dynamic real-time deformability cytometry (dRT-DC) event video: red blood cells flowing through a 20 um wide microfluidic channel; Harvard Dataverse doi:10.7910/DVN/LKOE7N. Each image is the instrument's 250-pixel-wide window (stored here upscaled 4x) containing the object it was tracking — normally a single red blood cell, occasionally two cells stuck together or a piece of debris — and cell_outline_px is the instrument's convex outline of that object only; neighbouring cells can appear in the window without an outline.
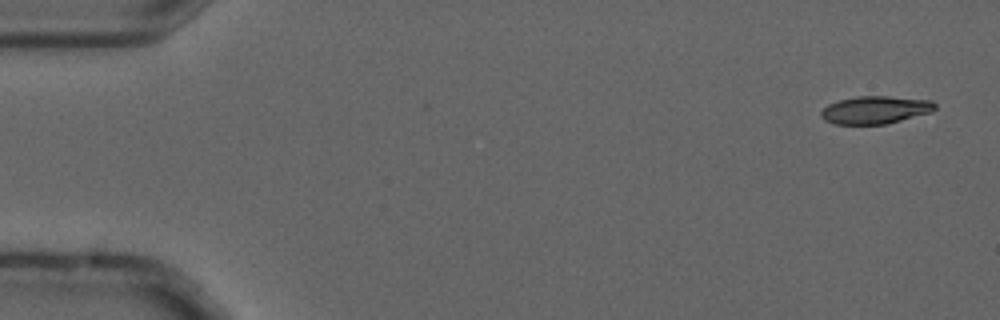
{"species": "common noctule bat (a hibernating species)", "species_latin": "Nyctalus noctula", "temperature_condition": "cold", "stored_images_in_passage": 5, "camera_frame_rate_fps": 3000, "um_per_image_px": 0.085, "animal": {"sex": "male", "forearm_length_mm": 52.5}, "frame": {"image": 1, "passage_image": 1, "time_ms": 0.0, "image_size_px": [1000, 320], "cell_outline_px": [[936, 108], [932, 112], [884, 124], [836, 124], [824, 120], [820, 116], [820, 112], [828, 104], [840, 100], [856, 96], [888, 96], [932, 100], [936, 104]], "centroid_in_image_um": [74.4, 9.33], "position_along_channel_um": 10.6, "area_um2": 18.38}}
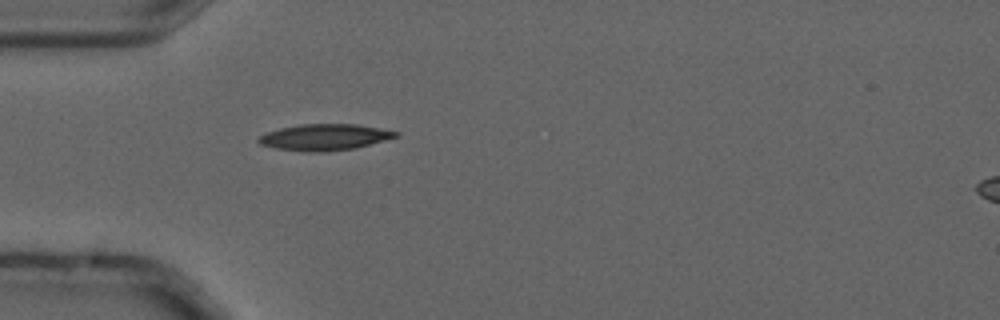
{"frame": {"image": 2, "passage_image": 5, "time_ms": 1.333, "image_size_px": [1000, 320], "cell_outline_px": [[400, 136], [356, 148], [324, 152], [304, 152], [276, 148], [260, 144], [256, 140], [260, 136], [268, 132], [280, 128], [300, 124], [356, 124], [400, 132]], "centroid_in_image_um": [27.6, 11.66], "position_along_channel_um": 57.4, "area_um2": 21.04}}